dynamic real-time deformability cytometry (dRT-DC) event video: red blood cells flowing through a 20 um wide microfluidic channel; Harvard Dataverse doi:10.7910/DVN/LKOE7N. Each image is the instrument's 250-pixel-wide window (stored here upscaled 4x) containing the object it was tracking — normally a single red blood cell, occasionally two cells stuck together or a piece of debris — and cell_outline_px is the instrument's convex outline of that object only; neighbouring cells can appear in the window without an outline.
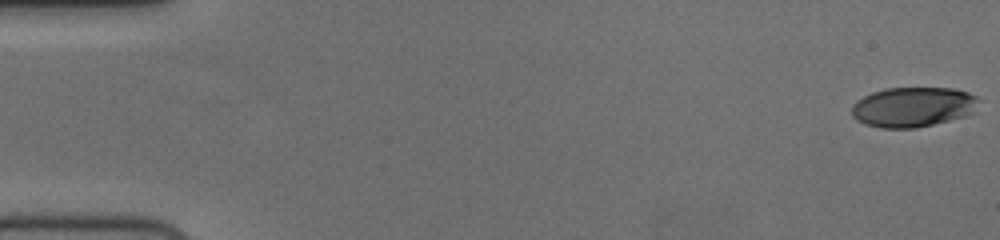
{"species": "human", "species_latin": "Homo sapiens", "temperature_condition": "cold", "stored_images_in_passage": 57, "camera_frame_rate_fps": 3000, "um_per_image_px": 0.085, "donor": {"sex": "female"}, "frame": {"image": 1, "passage_image": 1, "time_ms": 0.0, "image_size_px": [1000, 240], "cell_outline_px": [[980, 100], [976, 112], [968, 116], [916, 128], [880, 128], [864, 124], [856, 120], [852, 116], [852, 104], [856, 100], [872, 92], [884, 88], [952, 88], [968, 92], [976, 96]], "centroid_in_image_um": [77.63, 9.1], "position_along_channel_um": 7.4, "area_um2": 30.06}}
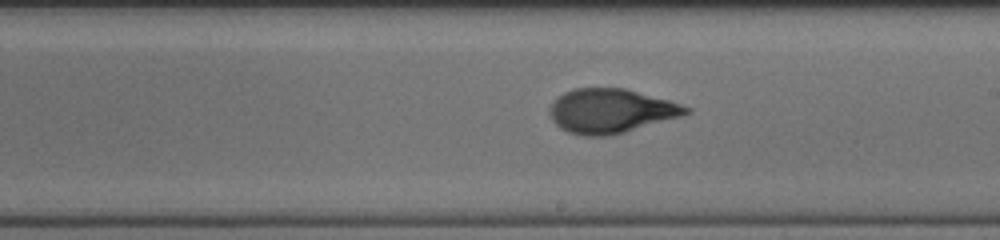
{"frame": {"image": 2, "passage_image": 33, "time_ms": 10.667, "image_size_px": [1000, 240], "cell_outline_px": [[692, 112], [680, 116], [612, 136], [580, 136], [568, 132], [560, 128], [552, 120], [548, 112], [548, 108], [552, 100], [556, 96], [572, 88], [624, 88], [668, 100], [692, 108]], "centroid_in_image_um": [51.86, 9.43], "position_along_channel_um": 237.1, "area_um2": 35.43}}
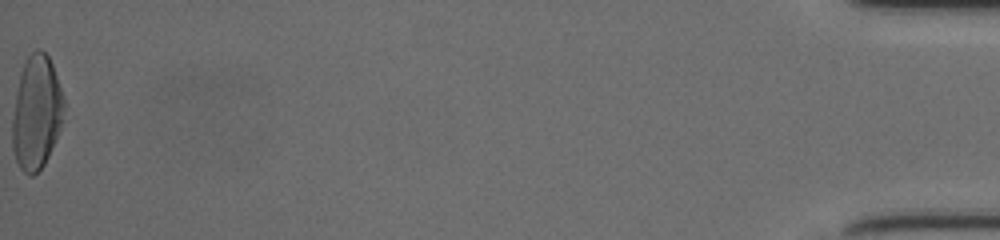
{"frame": {"image": 3, "passage_image": 57, "time_ms": 18.667, "image_size_px": [1000, 240], "cell_outline_px": [[64, 108], [60, 124], [56, 136], [48, 156], [44, 164], [32, 176], [28, 176], [20, 168], [16, 160], [12, 148], [12, 116], [20, 72], [28, 56], [36, 48], [40, 48], [48, 56], [52, 64], [64, 100]], "centroid_in_image_um": [3.07, 9.56], "position_along_channel_um": 432.1, "area_um2": 33.76}, "authors_computed_cell_mechanics": {"area_um2": 33.9286, "velocity_mm_per_s": 3.7409, "shape_relaxation_time_tau1_ms": 4.8624, "shape_relaxation_time_tau2_ms": 1.1584, "deformation_change_tau1": 0.2246, "deformation_change_tau2": 0.0765}}